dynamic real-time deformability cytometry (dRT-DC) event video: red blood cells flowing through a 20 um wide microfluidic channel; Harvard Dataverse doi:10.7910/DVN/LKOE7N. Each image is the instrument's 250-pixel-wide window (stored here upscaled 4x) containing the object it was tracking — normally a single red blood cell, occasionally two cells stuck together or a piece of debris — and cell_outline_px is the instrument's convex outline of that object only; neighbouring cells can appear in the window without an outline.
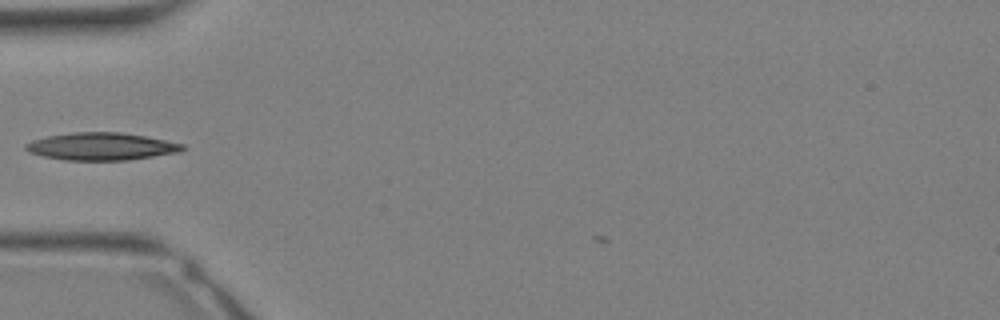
{"species": "Egyptian fruit bat (a non-hibernating species)", "species_latin": "Rousettus aegyptiacus", "temperature_condition": "warm", "stored_images_in_passage": 5, "camera_frame_rate_fps": 3000, "um_per_image_px": 0.085, "animal": {"sex": "female"}, "frame": {"image": 1, "passage_image": 3, "time_ms": 0.667, "image_size_px": [1000, 320], "cell_outline_px": [[184, 148], [180, 152], [128, 160], [64, 160], [44, 156], [32, 152], [24, 148], [24, 144], [32, 140], [48, 136], [72, 132], [120, 132], [144, 136], [184, 144]], "centroid_in_image_um": [8.61, 12.44], "position_along_channel_um": 76.4, "area_um2": 24.91}}